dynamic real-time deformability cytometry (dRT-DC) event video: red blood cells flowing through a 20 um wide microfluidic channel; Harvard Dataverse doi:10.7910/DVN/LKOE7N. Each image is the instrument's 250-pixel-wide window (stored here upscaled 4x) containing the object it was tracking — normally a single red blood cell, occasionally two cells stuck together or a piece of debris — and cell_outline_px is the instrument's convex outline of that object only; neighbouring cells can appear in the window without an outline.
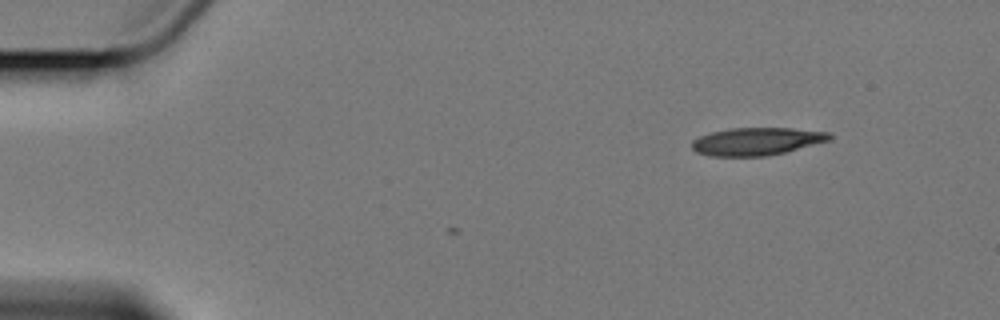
{"species": "Egyptian fruit bat (a non-hibernating species)", "species_latin": "Rousettus aegyptiacus", "temperature_condition": "cold", "stored_images_in_passage": 2, "camera_frame_rate_fps": 3000, "um_per_image_px": 0.085, "animal": {"sex": "female"}, "frame": {"image": 1, "passage_image": 1, "time_ms": 0.0, "image_size_px": [1000, 320], "cell_outline_px": [[832, 136], [828, 140], [784, 152], [768, 156], [712, 156], [696, 152], [692, 148], [692, 140], [700, 136], [712, 132], [732, 128], [792, 128], [832, 132]], "centroid_in_image_um": [64.31, 12.01], "position_along_channel_um": 20.7, "area_um2": 22.02}}